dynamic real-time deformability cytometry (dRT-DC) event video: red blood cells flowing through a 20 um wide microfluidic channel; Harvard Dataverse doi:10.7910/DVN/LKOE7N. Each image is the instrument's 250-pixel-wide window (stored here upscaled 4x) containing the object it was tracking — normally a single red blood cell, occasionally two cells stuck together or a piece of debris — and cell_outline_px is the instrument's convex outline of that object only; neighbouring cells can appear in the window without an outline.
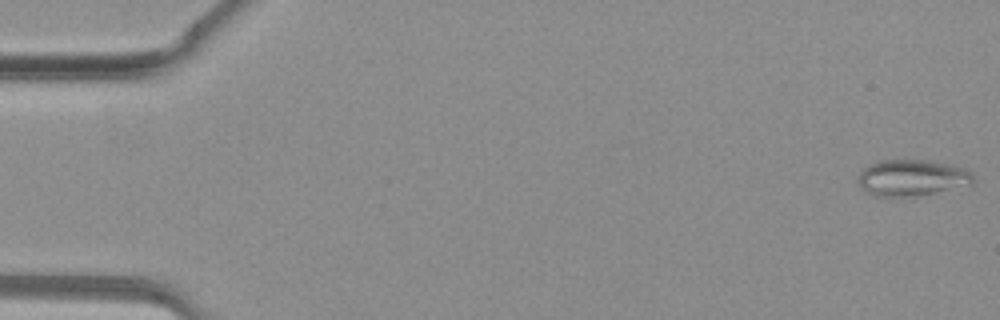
{"species": "common noctule bat (a hibernating species)", "species_latin": "Nyctalus noctula", "temperature_condition": "warm", "stored_images_in_passage": 37, "camera_frame_rate_fps": 3000, "um_per_image_px": 0.085, "animal": {"sex": "female", "body_mass_g": 19.3, "forearm_length_mm": 54.1}, "frame": {"image": 1, "passage_image": 1, "time_ms": 0.0, "image_size_px": [1000, 320], "cell_outline_px": [[972, 184], [932, 192], [904, 196], [872, 196], [864, 192], [860, 188], [860, 172], [864, 168], [880, 160], [928, 160], [952, 164], [964, 168], [972, 176]], "centroid_in_image_um": [77.47, 15.09], "position_along_channel_um": 7.5, "area_um2": 23.81}}
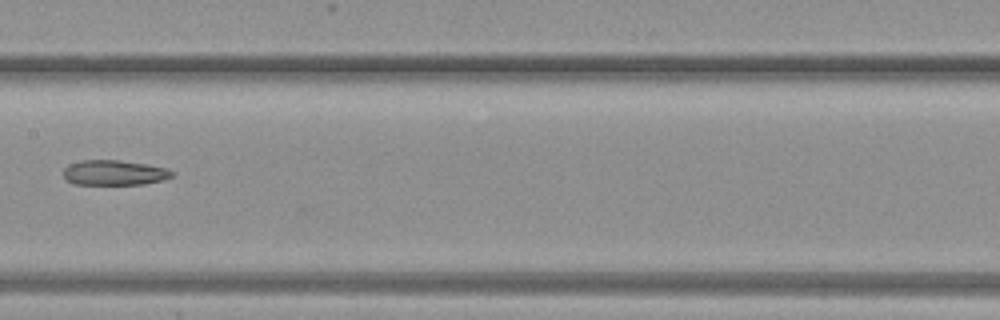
{"frame": {"image": 2, "passage_image": 20, "time_ms": 6.333, "image_size_px": [1000, 320], "cell_outline_px": [[176, 172], [172, 176], [160, 180], [144, 184], [72, 184], [64, 180], [64, 168], [68, 164], [80, 160], [120, 160], [144, 164], [164, 168]], "centroid_in_image_um": [9.64, 14.68], "position_along_channel_um": 197.8, "area_um2": 15.84}}
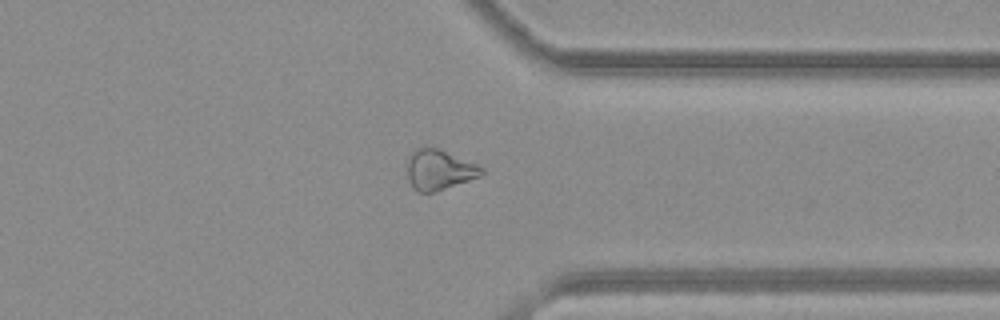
{"frame": {"image": 3, "passage_image": 30, "time_ms": 9.667, "image_size_px": [1000, 320], "cell_outline_px": [[484, 172], [480, 176], [432, 192], [416, 192], [408, 180], [408, 156], [416, 148], [424, 144], [440, 148], [476, 164], [484, 168]], "centroid_in_image_um": [37.29, 14.38], "position_along_channel_um": 374.1, "area_um2": 17.51}}